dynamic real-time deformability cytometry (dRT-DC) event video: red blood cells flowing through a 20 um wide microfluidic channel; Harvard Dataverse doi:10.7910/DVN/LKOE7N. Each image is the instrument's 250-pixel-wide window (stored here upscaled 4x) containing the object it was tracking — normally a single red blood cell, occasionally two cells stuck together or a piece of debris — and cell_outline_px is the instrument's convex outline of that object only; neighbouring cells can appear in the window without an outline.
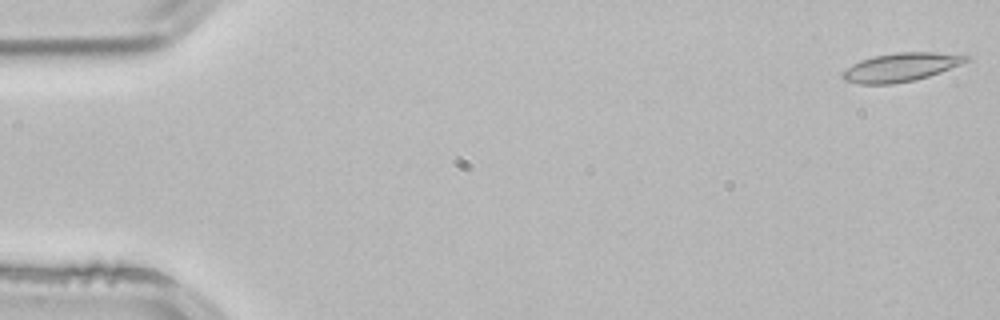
{"species": "common noctule bat (a hibernating species)", "species_latin": "Nyctalus noctula", "temperature_condition": "room temperature", "stored_images_in_passage": 3, "camera_frame_rate_fps": 3000, "um_per_image_px": 0.085, "animal": {"sex": "male", "body_mass_g": 21.5, "forearm_length_mm": 52.0}, "frame": {"image": 1, "passage_image": 1, "time_ms": 0.0, "image_size_px": [1000, 320], "cell_outline_px": [[972, 60], [940, 72], [916, 80], [892, 84], [860, 84], [844, 80], [840, 76], [840, 72], [852, 64], [860, 60], [872, 56], [896, 52], [932, 52], [972, 56]], "centroid_in_image_um": [76.55, 5.71], "position_along_channel_um": 8.4, "area_um2": 20.81}}
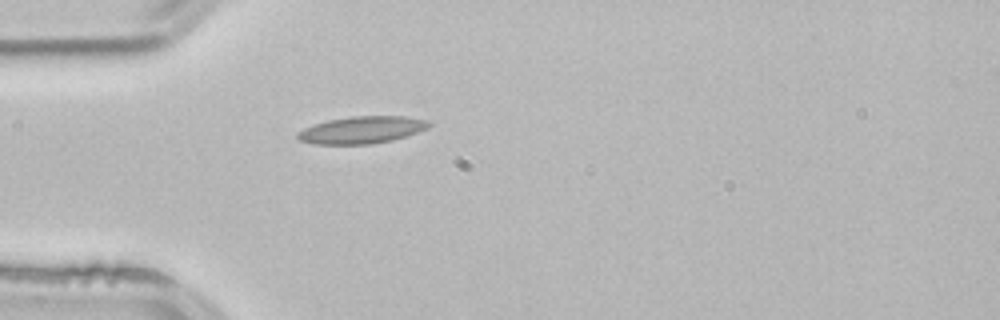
{"frame": {"image": 2, "passage_image": 3, "time_ms": 0.667, "image_size_px": [1000, 320], "cell_outline_px": [[432, 124], [428, 128], [392, 140], [372, 144], [312, 144], [300, 140], [296, 136], [296, 132], [304, 128], [328, 120], [352, 116], [404, 116], [428, 120]], "centroid_in_image_um": [30.74, 11.04], "position_along_channel_um": 54.3, "area_um2": 20.69}}